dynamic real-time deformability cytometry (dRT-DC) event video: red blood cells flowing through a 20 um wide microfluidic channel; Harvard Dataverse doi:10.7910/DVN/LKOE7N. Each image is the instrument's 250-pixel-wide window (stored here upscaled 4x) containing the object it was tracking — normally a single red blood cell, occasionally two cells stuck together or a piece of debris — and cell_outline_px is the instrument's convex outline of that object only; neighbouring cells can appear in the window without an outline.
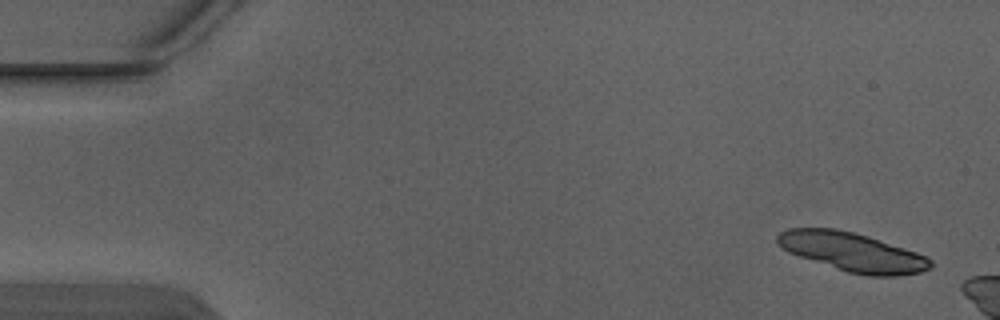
{"species": "Egyptian fruit bat (a non-hibernating species)", "species_latin": "Rousettus aegyptiacus", "temperature_condition": "warm", "stored_images_in_passage": 3, "camera_frame_rate_fps": 3000, "um_per_image_px": 0.085, "animal": {"sex": "male"}, "frame": {"image": 1, "passage_image": 1, "time_ms": 0.0, "image_size_px": [1000, 320], "cell_outline_px": [[932, 268], [920, 272], [896, 276], [868, 276], [848, 272], [788, 252], [780, 248], [776, 244], [776, 236], [780, 232], [788, 228], [836, 228], [868, 236], [916, 252], [932, 260]], "centroid_in_image_um": [72.42, 21.41], "position_along_channel_um": 12.6, "area_um2": 34.51}}